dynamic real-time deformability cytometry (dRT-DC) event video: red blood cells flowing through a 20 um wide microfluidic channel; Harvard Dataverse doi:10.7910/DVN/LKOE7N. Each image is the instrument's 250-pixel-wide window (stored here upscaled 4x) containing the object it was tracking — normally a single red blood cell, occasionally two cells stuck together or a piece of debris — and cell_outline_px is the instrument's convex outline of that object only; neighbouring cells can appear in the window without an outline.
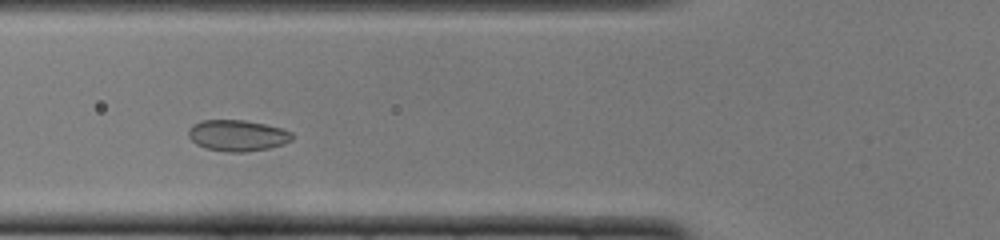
{"species": "common noctule bat (a hibernating species)", "species_latin": "Nyctalus noctula", "temperature_condition": "cold", "stored_images_in_passage": 42, "camera_frame_rate_fps": 3000, "um_per_image_px": 0.085, "animal": {"sex": "female", "body_mass_g": 22.0, "forearm_length_mm": 56.7}, "frame": {"image": 1, "passage_image": 10, "time_ms": 3.0, "image_size_px": [1000, 240], "cell_outline_px": [[292, 140], [284, 144], [268, 148], [244, 152], [228, 152], [204, 148], [196, 144], [188, 136], [188, 128], [192, 124], [200, 120], [244, 120], [264, 124], [280, 128], [292, 132]], "centroid_in_image_um": [20.14, 11.51], "position_along_channel_um": 105.7, "area_um2": 18.9}}
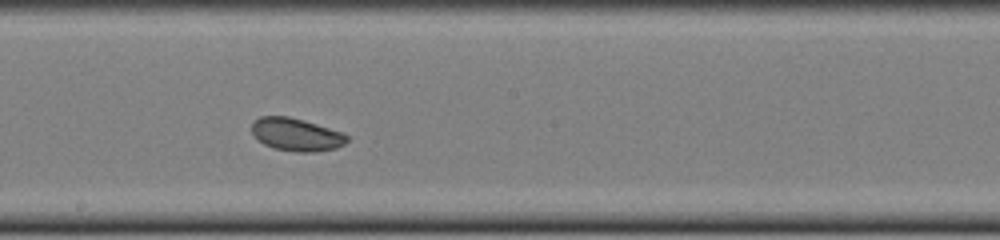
{"frame": {"image": 2, "passage_image": 19, "time_ms": 6.0, "image_size_px": [1000, 240], "cell_outline_px": [[348, 140], [344, 144], [336, 148], [312, 152], [296, 152], [272, 148], [264, 144], [252, 132], [252, 124], [260, 116], [288, 116], [304, 120], [340, 132], [348, 136]], "centroid_in_image_um": [25.18, 11.44], "position_along_channel_um": 223.0, "area_um2": 17.98}}
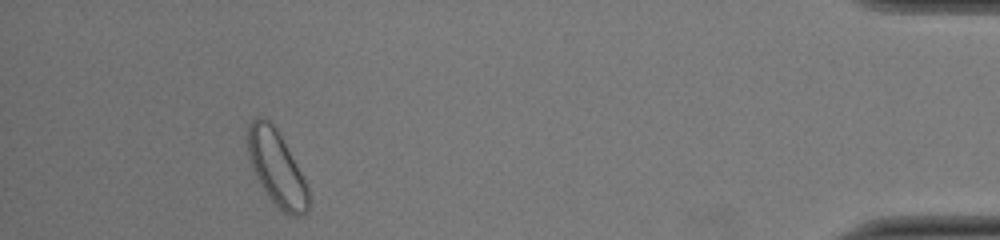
{"frame": {"image": 3, "passage_image": 38, "time_ms": 12.333, "image_size_px": [1000, 240], "cell_outline_px": [[308, 212], [300, 216], [292, 216], [284, 212], [272, 200], [260, 184], [252, 168], [248, 156], [248, 124], [256, 116], [260, 116], [268, 120], [276, 128], [308, 184]], "centroid_in_image_um": [23.52, 14.28], "position_along_channel_um": 411.7, "area_um2": 26.24}, "authors_computed_cell_mechanics": {"area_um2": 19.2474, "velocity_mm_per_s": 3.9285, "shape_relaxation_time_tau1_ms": 2.6786, "shape_relaxation_time_tau2_ms": 1.4034, "deformation_change_tau1": 0.0331, "deformation_change_tau2": 0.0391}}